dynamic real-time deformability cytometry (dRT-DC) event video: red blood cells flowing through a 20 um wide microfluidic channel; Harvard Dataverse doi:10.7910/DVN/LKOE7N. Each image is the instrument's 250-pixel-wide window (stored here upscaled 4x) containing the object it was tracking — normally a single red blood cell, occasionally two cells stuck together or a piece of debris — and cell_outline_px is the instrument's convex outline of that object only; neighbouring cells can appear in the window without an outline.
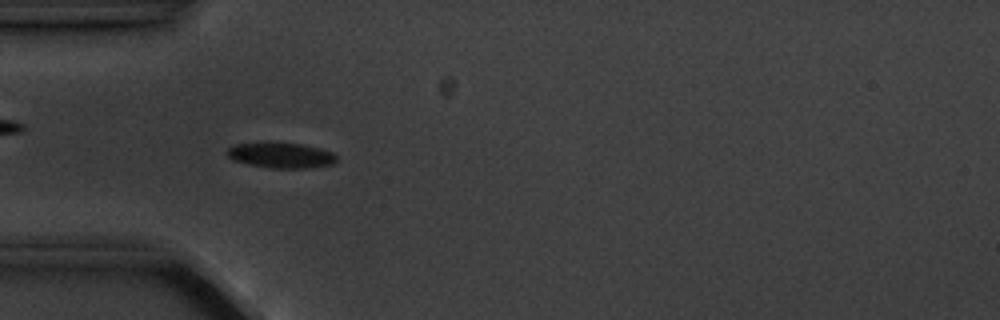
{"species": "common noctule bat (a hibernating species)", "species_latin": "Nyctalus noctula", "temperature_condition": "cold", "stored_images_in_passage": 5, "camera_frame_rate_fps": 3000, "um_per_image_px": 0.085, "animal": {"sex": "male", "body_mass_g": 20.1, "forearm_length_mm": 53.5}, "frame": {"image": 1, "passage_image": 4, "time_ms": 3.667, "image_size_px": [1000, 320], "cell_outline_px": [[336, 160], [332, 164], [308, 168], [272, 168], [248, 164], [232, 160], [224, 152], [228, 148], [236, 144], [300, 144], [320, 148], [332, 152], [336, 156]], "centroid_in_image_um": [23.88, 13.22], "position_along_channel_um": 61.1, "area_um2": 15.78}}